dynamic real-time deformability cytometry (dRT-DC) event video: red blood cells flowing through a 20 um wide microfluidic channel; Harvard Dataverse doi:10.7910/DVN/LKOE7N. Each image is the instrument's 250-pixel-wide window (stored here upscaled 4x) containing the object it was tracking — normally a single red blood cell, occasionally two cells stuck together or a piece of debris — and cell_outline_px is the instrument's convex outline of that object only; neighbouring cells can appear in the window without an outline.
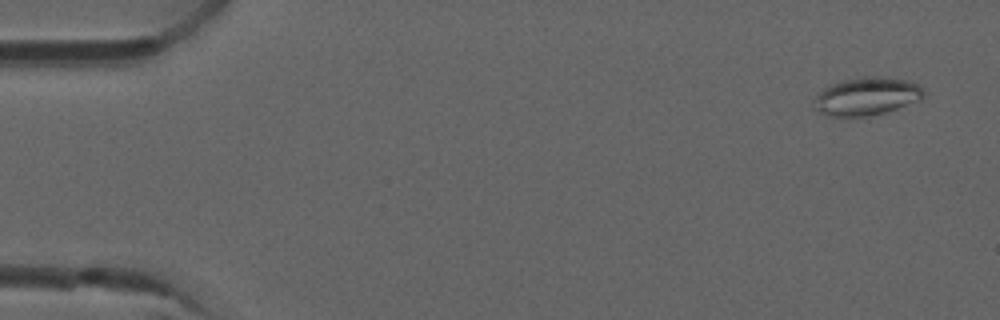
{"species": "common noctule bat (a hibernating species)", "species_latin": "Nyctalus noctula", "temperature_condition": "room temperature", "stored_images_in_passage": 52, "camera_frame_rate_fps": 3000, "um_per_image_px": 0.085, "animal": {"sex": "male", "forearm_length_mm": 52.5}, "frame": {"image": 1, "passage_image": 3, "time_ms": 0.667, "image_size_px": [1000, 320], "cell_outline_px": [[924, 96], [920, 100], [884, 112], [864, 116], [828, 116], [812, 108], [812, 100], [828, 84], [840, 80], [864, 76], [880, 76], [908, 80], [920, 84], [924, 88]], "centroid_in_image_um": [73.64, 8.16], "position_along_channel_um": 11.4, "area_um2": 24.57}}
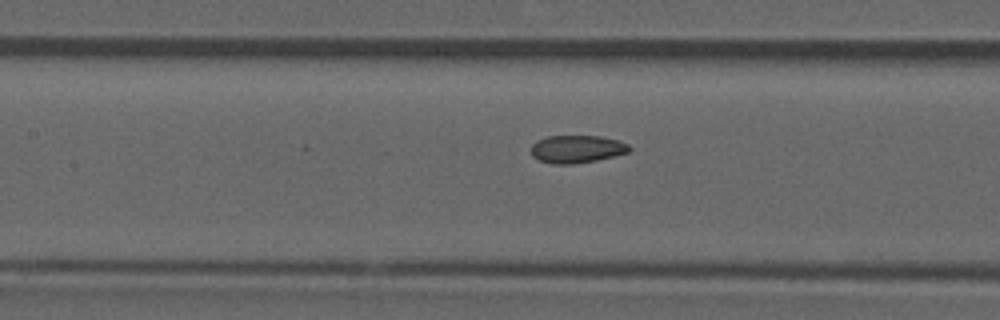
{"frame": {"image": 2, "passage_image": 24, "time_ms": 7.667, "image_size_px": [1000, 320], "cell_outline_px": [[632, 148], [628, 152], [596, 160], [572, 164], [552, 164], [540, 160], [532, 156], [532, 144], [536, 140], [548, 136], [600, 136], [616, 140], [628, 144]], "centroid_in_image_um": [49.01, 12.66], "position_along_channel_um": 158.4, "area_um2": 15.72}}
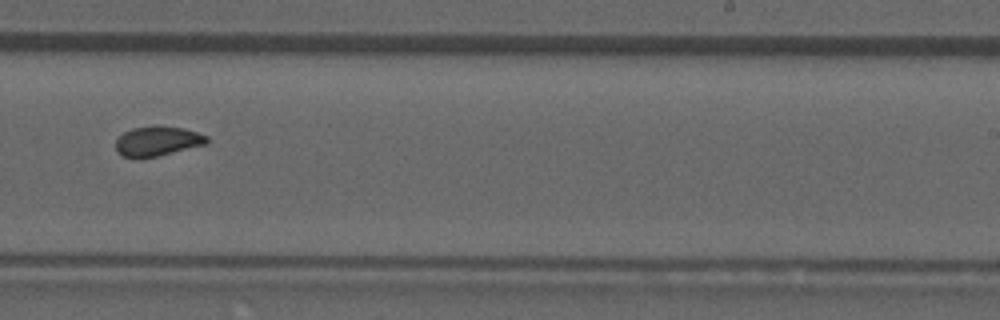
{"frame": {"image": 3, "passage_image": 33, "time_ms": 10.667, "image_size_px": [1000, 320], "cell_outline_px": [[208, 140], [204, 144], [140, 160], [136, 160], [124, 156], [116, 152], [116, 140], [124, 132], [132, 128], [184, 128], [208, 136]], "centroid_in_image_um": [13.32, 12.05], "position_along_channel_um": 275.7, "area_um2": 15.26}, "authors_computed_cell_mechanics": {"area_um2": 16.2129, "velocity_mm_per_s": 3.927, "shape_relaxation_time_tau1_ms": null, "shape_relaxation_time_tau2_ms": 1.9454, "deformation_change_tau1": null, "deformation_change_tau2": 0.0715}}